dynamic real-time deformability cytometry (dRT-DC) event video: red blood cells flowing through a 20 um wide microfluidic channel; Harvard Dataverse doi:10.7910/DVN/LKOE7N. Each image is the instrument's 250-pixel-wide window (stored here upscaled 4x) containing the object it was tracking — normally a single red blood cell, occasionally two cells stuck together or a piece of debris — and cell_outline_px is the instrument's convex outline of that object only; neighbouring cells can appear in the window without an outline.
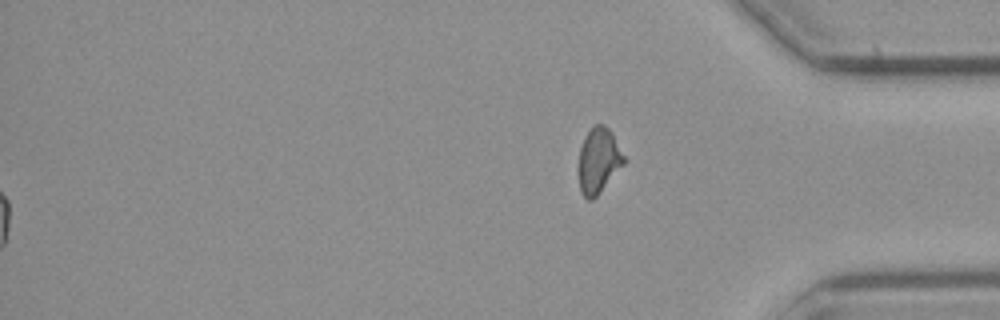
{"species": "common noctule bat (a hibernating species)", "species_latin": "Nyctalus noctula", "temperature_condition": "cold", "stored_images_in_passage": 46, "segment_of_instrument_passage": [2, 2], "camera_frame_rate_fps": 3000, "um_per_image_px": 0.085, "animal": {"sex": "male", "body_mass_g": 23.1, "forearm_length_mm": 52.7}, "frame": {"image": 1, "passage_image": 46, "time_ms": 15.0, "image_size_px": [1000, 320], "cell_outline_px": [[624, 164], [600, 192], [592, 200], [588, 200], [580, 192], [576, 168], [580, 148], [584, 136], [592, 124], [604, 124], [612, 132], [624, 156]], "centroid_in_image_um": [50.82, 13.64], "position_along_channel_um": 384.4, "area_um2": 17.69}}